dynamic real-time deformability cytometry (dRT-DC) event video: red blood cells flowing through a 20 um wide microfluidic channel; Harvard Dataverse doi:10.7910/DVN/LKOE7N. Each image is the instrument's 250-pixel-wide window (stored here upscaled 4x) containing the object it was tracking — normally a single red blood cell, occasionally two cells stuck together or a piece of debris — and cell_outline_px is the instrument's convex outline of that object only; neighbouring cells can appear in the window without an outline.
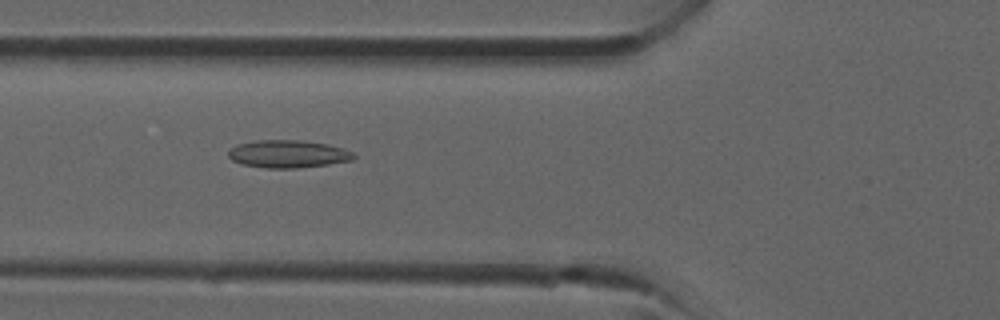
{"species": "common noctule bat (a hibernating species)", "species_latin": "Nyctalus noctula", "temperature_condition": "room temperature", "stored_images_in_passage": 37, "camera_frame_rate_fps": 3000, "um_per_image_px": 0.085, "animal": {"sex": "male", "forearm_length_mm": 52.5}, "frame": {"image": 1, "passage_image": 14, "time_ms": 4.333, "image_size_px": [1000, 320], "cell_outline_px": [[356, 156], [352, 160], [328, 164], [296, 168], [264, 168], [240, 164], [232, 160], [228, 156], [228, 152], [232, 148], [240, 144], [256, 140], [304, 140], [328, 144], [344, 148], [352, 152]], "centroid_in_image_um": [24.49, 13.08], "position_along_channel_um": 101.3, "area_um2": 20.23}}
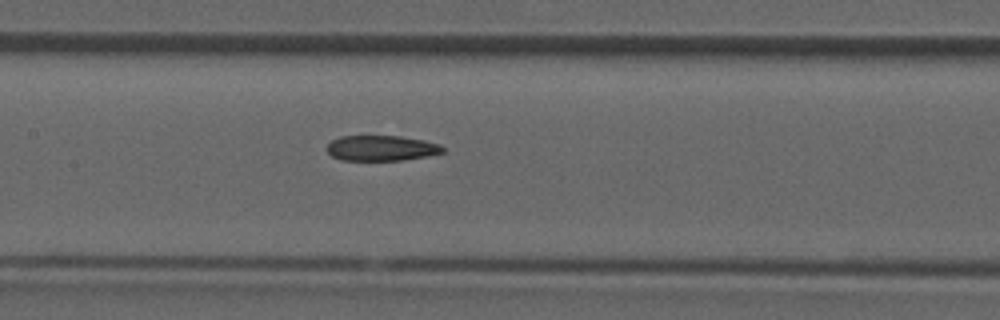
{"frame": {"image": 2, "passage_image": 18, "time_ms": 5.667, "image_size_px": [1000, 320], "cell_outline_px": [[444, 152], [428, 156], [404, 160], [340, 160], [332, 156], [324, 148], [332, 140], [340, 136], [400, 136], [424, 140], [440, 144], [444, 148]], "centroid_in_image_um": [32.41, 12.59], "position_along_channel_um": 175.0, "area_um2": 17.28}}
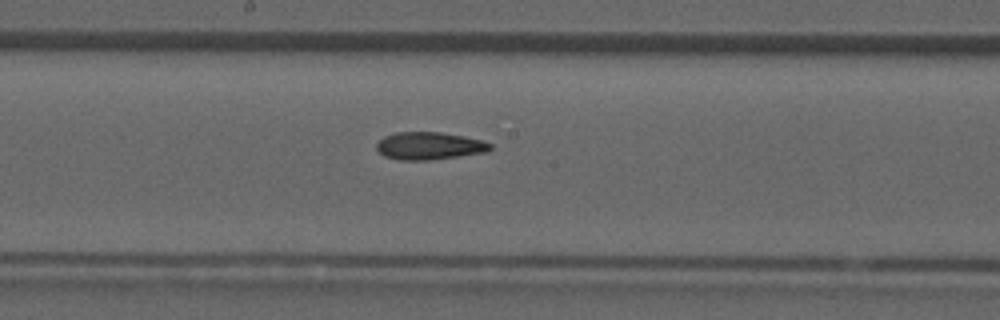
{"frame": {"image": 3, "passage_image": 20, "time_ms": 6.333, "image_size_px": [1000, 320], "cell_outline_px": [[492, 148], [488, 152], [428, 160], [396, 160], [384, 156], [376, 148], [376, 144], [384, 136], [396, 132], [440, 132], [464, 136], [484, 140], [492, 144]], "centroid_in_image_um": [36.5, 12.4], "position_along_channel_um": 211.7, "area_um2": 18.38}}